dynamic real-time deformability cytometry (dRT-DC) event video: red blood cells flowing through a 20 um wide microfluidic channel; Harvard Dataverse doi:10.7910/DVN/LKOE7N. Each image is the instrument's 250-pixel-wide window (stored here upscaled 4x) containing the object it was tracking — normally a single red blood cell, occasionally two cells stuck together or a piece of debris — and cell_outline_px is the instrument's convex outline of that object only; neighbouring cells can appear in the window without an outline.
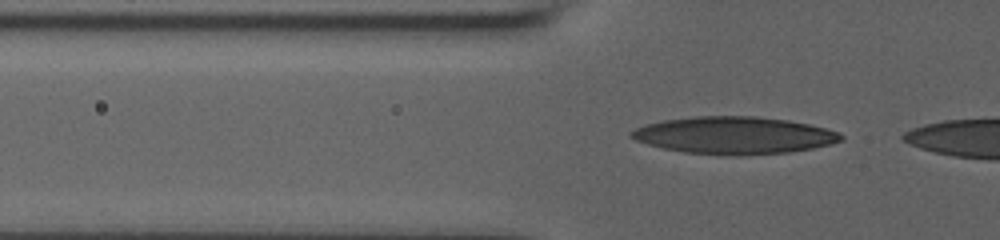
{"species": "human", "species_latin": "Homo sapiens", "temperature_condition": "room temperature", "stored_images_in_passage": 5, "camera_frame_rate_fps": 3000, "um_per_image_px": 0.085, "donor": {"sex": "male"}, "frame": {"image": 1, "passage_image": 2, "time_ms": 0.333, "image_size_px": [1000, 240], "cell_outline_px": [[844, 140], [832, 144], [812, 148], [788, 152], [740, 156], [736, 156], [684, 152], [664, 148], [648, 144], [636, 140], [628, 136], [628, 132], [644, 124], [664, 120], [696, 116], [756, 116], [788, 120], [808, 124], [824, 128], [836, 132], [844, 136]], "centroid_in_image_um": [62.38, 11.5], "position_along_channel_um": 63.4, "area_um2": 45.55}}